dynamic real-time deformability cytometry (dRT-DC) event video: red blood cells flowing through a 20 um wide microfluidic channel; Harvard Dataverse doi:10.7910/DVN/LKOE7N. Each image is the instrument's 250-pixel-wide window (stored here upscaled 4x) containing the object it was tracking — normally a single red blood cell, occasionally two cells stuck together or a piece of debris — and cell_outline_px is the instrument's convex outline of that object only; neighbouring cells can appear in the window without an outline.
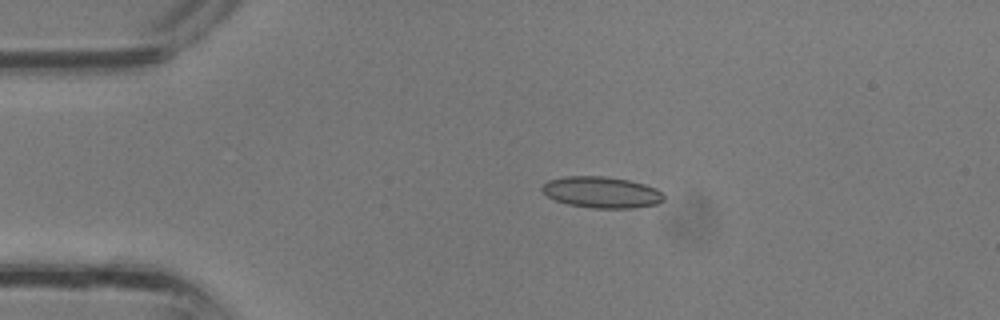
{"species": "common noctule bat (a hibernating species)", "species_latin": "Nyctalus noctula", "temperature_condition": "room temperature", "stored_images_in_passage": 5, "camera_frame_rate_fps": 3000, "um_per_image_px": 0.085, "animal": {"sex": "male", "body_mass_g": 13.3}, "frame": {"image": 1, "passage_image": 1, "time_ms": 0.0, "image_size_px": [1000, 320], "cell_outline_px": [[664, 200], [656, 204], [632, 208], [592, 208], [568, 204], [556, 200], [548, 196], [540, 188], [548, 180], [564, 176], [604, 176], [628, 180], [644, 184], [656, 188], [664, 196]], "centroid_in_image_um": [51.13, 16.34], "position_along_channel_um": 33.9, "area_um2": 22.08}}